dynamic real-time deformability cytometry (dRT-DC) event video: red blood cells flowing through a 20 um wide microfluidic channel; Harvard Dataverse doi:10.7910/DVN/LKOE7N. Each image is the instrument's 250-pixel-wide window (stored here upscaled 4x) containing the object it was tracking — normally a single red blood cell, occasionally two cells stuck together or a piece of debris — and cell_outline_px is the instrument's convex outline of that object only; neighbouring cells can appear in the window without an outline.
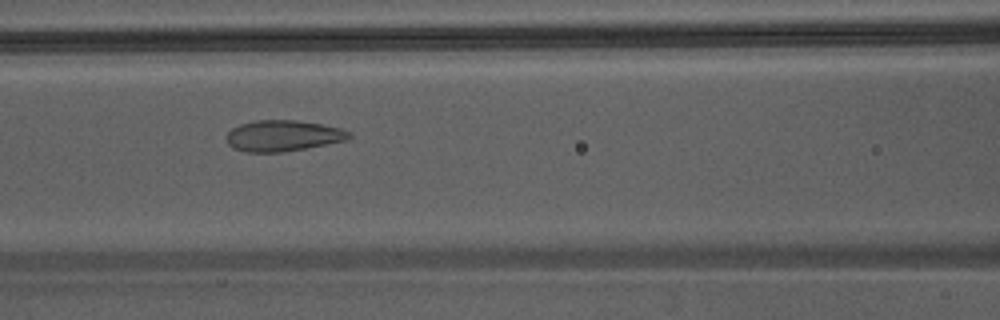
{"species": "Egyptian fruit bat (a non-hibernating species)", "species_latin": "Rousettus aegyptiacus", "temperature_condition": "warm", "stored_images_in_passage": 37, "camera_frame_rate_fps": 3000, "um_per_image_px": 0.085, "animal": {"sex": "male"}, "frame": {"image": 1, "passage_image": 12, "time_ms": 3.667, "image_size_px": [1000, 320], "cell_outline_px": [[352, 136], [348, 140], [284, 152], [244, 152], [232, 148], [228, 144], [224, 136], [232, 128], [240, 124], [256, 120], [296, 120], [324, 124], [340, 128], [352, 132]], "centroid_in_image_um": [24.05, 11.54], "position_along_channel_um": 142.6, "area_um2": 22.48}}
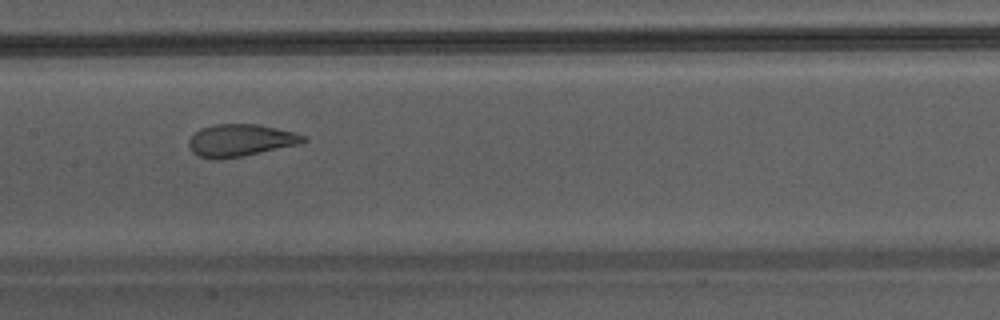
{"frame": {"image": 2, "passage_image": 15, "time_ms": 4.667, "image_size_px": [1000, 320], "cell_outline_px": [[308, 140], [300, 144], [244, 156], [196, 156], [192, 152], [188, 144], [188, 140], [200, 128], [216, 124], [256, 124], [296, 132], [308, 136]], "centroid_in_image_um": [20.52, 11.89], "position_along_channel_um": 186.9, "area_um2": 21.1}}
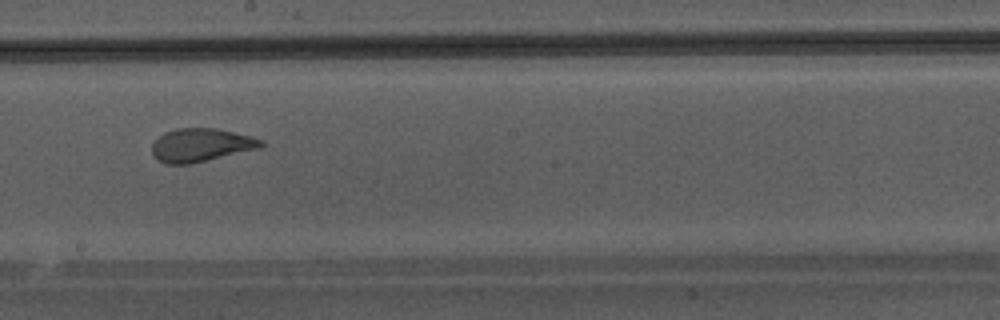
{"frame": {"image": 3, "passage_image": 18, "time_ms": 5.667, "image_size_px": [1000, 320], "cell_outline_px": [[264, 144], [260, 148], [192, 164], [168, 164], [156, 160], [152, 156], [152, 144], [164, 132], [176, 128], [216, 128], [252, 136], [264, 140]], "centroid_in_image_um": [17.08, 12.33], "position_along_channel_um": 231.1, "area_um2": 21.39}}